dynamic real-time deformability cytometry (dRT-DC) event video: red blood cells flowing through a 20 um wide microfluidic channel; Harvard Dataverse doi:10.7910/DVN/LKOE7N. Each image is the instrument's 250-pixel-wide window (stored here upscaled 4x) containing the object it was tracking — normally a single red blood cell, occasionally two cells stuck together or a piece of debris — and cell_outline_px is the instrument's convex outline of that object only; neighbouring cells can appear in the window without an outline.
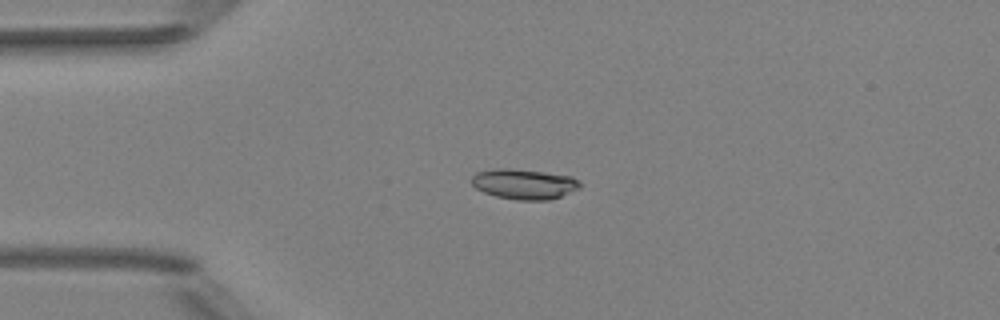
{"species": "Egyptian fruit bat (a non-hibernating species)", "species_latin": "Rousettus aegyptiacus", "temperature_condition": "room temperature", "stored_images_in_passage": 53, "camera_frame_rate_fps": 3000, "um_per_image_px": 0.085, "animal": {"sex": "female"}, "frame": {"image": 1, "passage_image": 13, "time_ms": 4.0, "image_size_px": [1000, 320], "cell_outline_px": [[580, 188], [560, 196], [548, 200], [516, 200], [496, 196], [484, 192], [476, 188], [472, 184], [472, 176], [476, 172], [492, 168], [512, 168], [544, 172], [572, 176], [580, 180]], "centroid_in_image_um": [44.54, 15.63], "position_along_channel_um": 40.5, "area_um2": 19.19}}
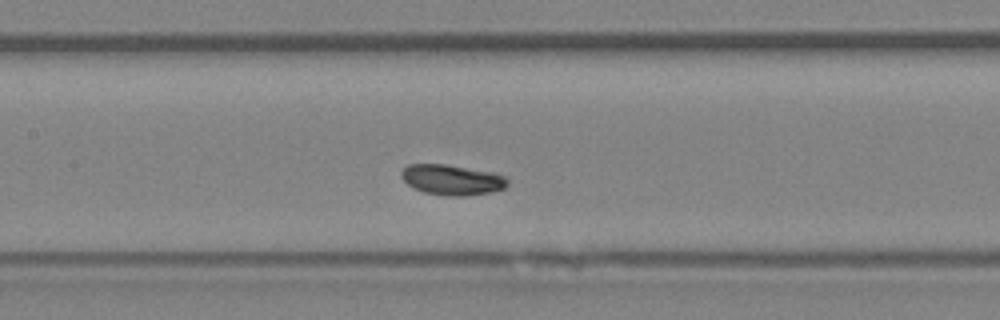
{"frame": {"image": 2, "passage_image": 25, "time_ms": 8.0, "image_size_px": [1000, 320], "cell_outline_px": [[508, 184], [504, 188], [488, 192], [464, 196], [448, 196], [424, 192], [408, 184], [400, 176], [400, 172], [408, 164], [448, 164], [492, 172], [508, 176]], "centroid_in_image_um": [38.43, 15.27], "position_along_channel_um": 169.0, "area_um2": 18.79}}
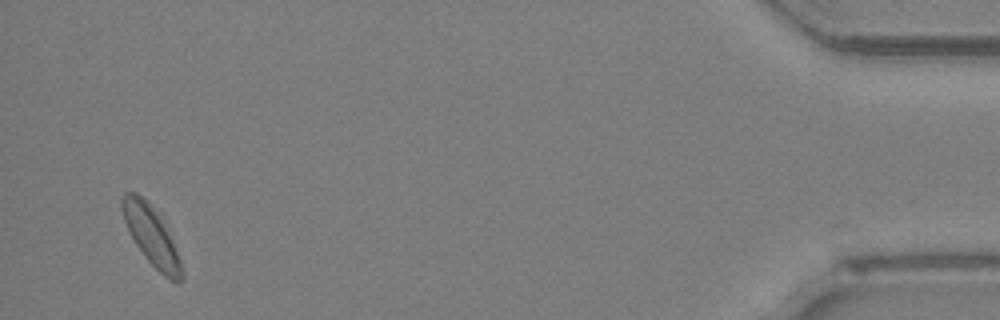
{"frame": {"image": 3, "passage_image": 51, "time_ms": 16.667, "image_size_px": [1000, 320], "cell_outline_px": [[184, 280], [180, 284], [176, 284], [168, 280], [144, 256], [136, 244], [124, 220], [120, 208], [120, 196], [124, 192], [136, 192], [152, 208], [160, 220], [180, 260], [184, 272]], "centroid_in_image_um": [12.84, 20.1], "position_along_channel_um": 422.4, "area_um2": 19.77}}